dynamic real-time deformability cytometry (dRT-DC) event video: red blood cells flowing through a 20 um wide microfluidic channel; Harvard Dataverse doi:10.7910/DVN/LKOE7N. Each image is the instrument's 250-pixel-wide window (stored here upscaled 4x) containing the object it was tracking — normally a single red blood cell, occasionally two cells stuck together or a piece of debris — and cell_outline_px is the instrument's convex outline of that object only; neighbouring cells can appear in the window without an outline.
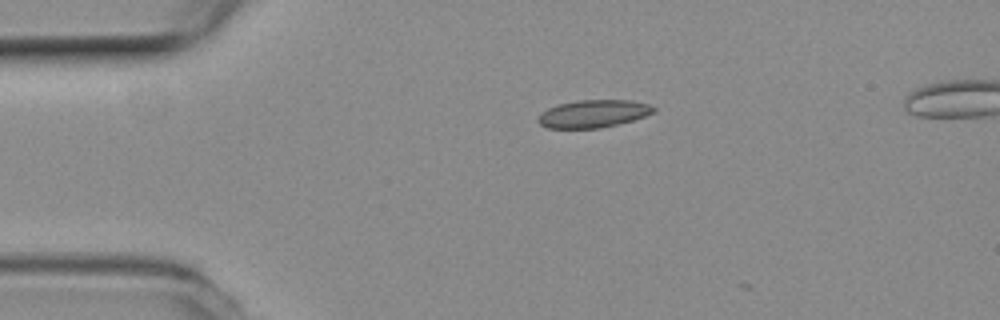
{"species": "common noctule bat (a hibernating species)", "species_latin": "Nyctalus noctula", "temperature_condition": "room temperature", "stored_images_in_passage": 3, "camera_frame_rate_fps": 3000, "um_per_image_px": 0.085, "animal": {"sex": "female", "body_mass_g": 19.3, "forearm_length_mm": 54.1}, "frame": {"image": 1, "passage_image": 1, "time_ms": 0.0, "image_size_px": [1000, 320], "cell_outline_px": [[656, 112], [632, 120], [600, 128], [548, 128], [540, 124], [536, 120], [548, 108], [560, 104], [580, 100], [632, 100], [648, 104], [656, 108]], "centroid_in_image_um": [50.46, 9.66], "position_along_channel_um": 34.5, "area_um2": 18.38}}